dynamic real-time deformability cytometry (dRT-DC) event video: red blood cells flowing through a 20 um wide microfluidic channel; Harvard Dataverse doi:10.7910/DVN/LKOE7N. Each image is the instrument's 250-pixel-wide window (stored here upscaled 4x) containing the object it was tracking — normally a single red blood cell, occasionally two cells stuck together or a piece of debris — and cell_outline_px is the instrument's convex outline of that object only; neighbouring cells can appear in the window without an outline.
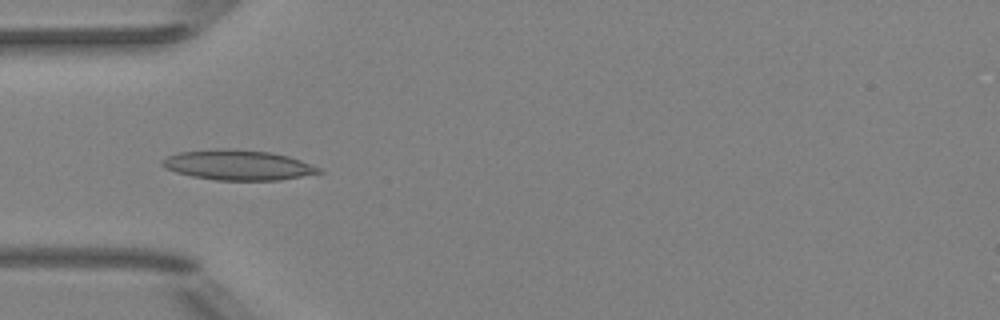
{"species": "Egyptian fruit bat (a non-hibernating species)", "species_latin": "Rousettus aegyptiacus", "temperature_condition": "room temperature", "stored_images_in_passage": 36, "camera_frame_rate_fps": 3000, "um_per_image_px": 0.085, "animal": {"sex": "female"}, "frame": {"image": 1, "passage_image": 1, "time_ms": 0.0, "image_size_px": [1000, 320], "cell_outline_px": [[324, 172], [280, 180], [216, 180], [192, 176], [176, 172], [164, 168], [160, 164], [160, 160], [168, 156], [180, 152], [212, 148], [232, 148], [272, 152], [288, 156], [300, 160], [320, 168]], "centroid_in_image_um": [20.19, 14.01], "position_along_channel_um": 64.8, "area_um2": 27.69}}
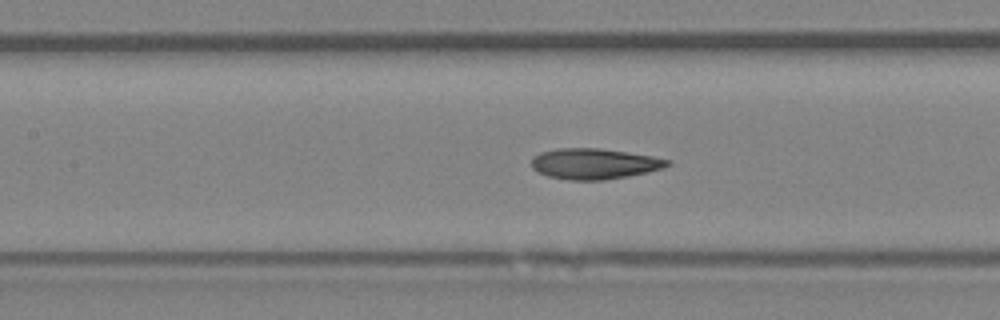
{"frame": {"image": 2, "passage_image": 8, "time_ms": 2.333, "image_size_px": [1000, 320], "cell_outline_px": [[672, 164], [664, 168], [648, 172], [628, 176], [604, 180], [568, 180], [548, 176], [532, 168], [532, 156], [540, 152], [560, 148], [600, 148], [652, 156], [672, 160]], "centroid_in_image_um": [50.54, 13.92], "position_along_channel_um": 156.9, "area_um2": 24.39}}
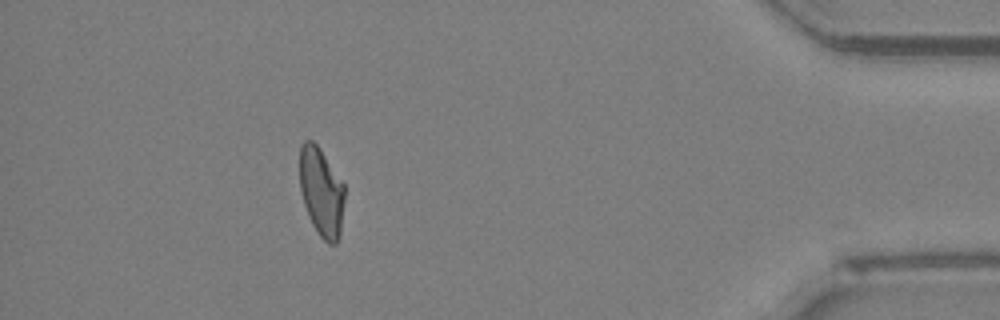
{"frame": {"image": 3, "passage_image": 31, "time_ms": 10.0, "image_size_px": [1000, 320], "cell_outline_px": [[344, 200], [340, 236], [336, 244], [328, 244], [316, 232], [308, 216], [304, 204], [300, 188], [300, 144], [304, 140], [312, 140], [320, 148], [344, 184]], "centroid_in_image_um": [27.31, 16.33], "position_along_channel_um": 407.9, "area_um2": 23.35}, "authors_computed_cell_mechanics": {"area_um2": 23.7269, "velocity_mm_per_s": 3.9945, "shape_relaxation_time_tau1_ms": 6.9159, "shape_relaxation_time_tau2_ms": 2.5064, "deformation_change_tau1": 0.1817, "deformation_change_tau2": 0.0918}}